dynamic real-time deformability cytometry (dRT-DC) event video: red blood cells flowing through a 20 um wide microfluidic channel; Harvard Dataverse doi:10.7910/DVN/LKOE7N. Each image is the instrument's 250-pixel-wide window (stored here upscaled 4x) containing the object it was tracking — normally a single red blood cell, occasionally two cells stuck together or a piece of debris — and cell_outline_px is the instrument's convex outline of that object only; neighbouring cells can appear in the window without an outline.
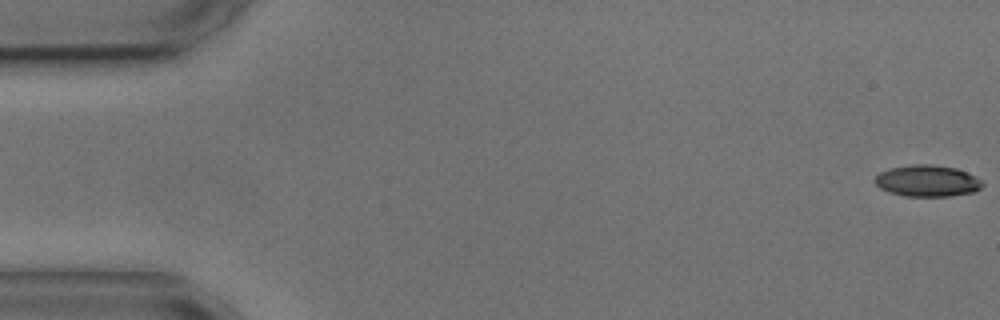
{"species": "common noctule bat (a hibernating species)", "species_latin": "Nyctalus noctula", "temperature_condition": "cold", "stored_images_in_passage": 6, "segment_of_instrument_passage": [1, 2], "camera_frame_rate_fps": 3000, "um_per_image_px": 0.085, "animal": {"sex": "male", "body_mass_g": 17.9, "forearm_length_mm": 54.2}, "frame": {"image": 1, "passage_image": 1, "time_ms": 0.0, "image_size_px": [1000, 320], "cell_outline_px": [[984, 184], [980, 188], [972, 192], [952, 196], [904, 196], [888, 192], [880, 188], [872, 180], [880, 172], [888, 168], [912, 164], [932, 164], [956, 168], [976, 176]], "centroid_in_image_um": [78.79, 15.37], "position_along_channel_um": 6.2, "area_um2": 19.88}}
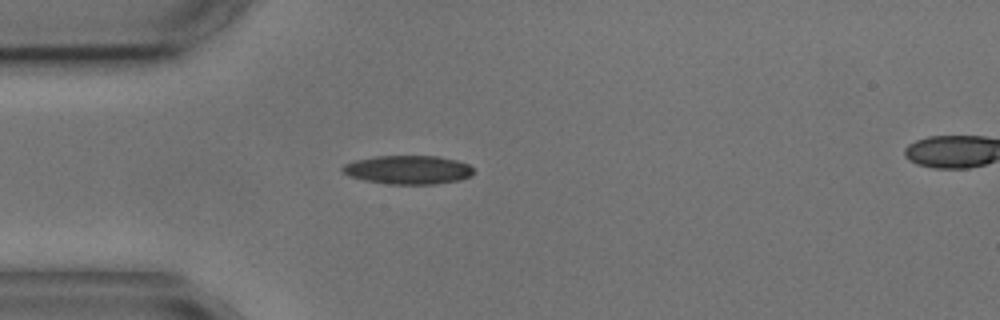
{"frame": {"image": 2, "passage_image": 5, "time_ms": 4.667, "image_size_px": [1000, 320], "cell_outline_px": [[472, 176], [460, 180], [436, 184], [388, 184], [364, 180], [348, 176], [340, 172], [340, 168], [344, 164], [356, 160], [376, 156], [440, 156], [456, 160], [468, 164], [472, 168]], "centroid_in_image_um": [34.66, 14.43], "position_along_channel_um": 50.3, "area_um2": 22.08}}